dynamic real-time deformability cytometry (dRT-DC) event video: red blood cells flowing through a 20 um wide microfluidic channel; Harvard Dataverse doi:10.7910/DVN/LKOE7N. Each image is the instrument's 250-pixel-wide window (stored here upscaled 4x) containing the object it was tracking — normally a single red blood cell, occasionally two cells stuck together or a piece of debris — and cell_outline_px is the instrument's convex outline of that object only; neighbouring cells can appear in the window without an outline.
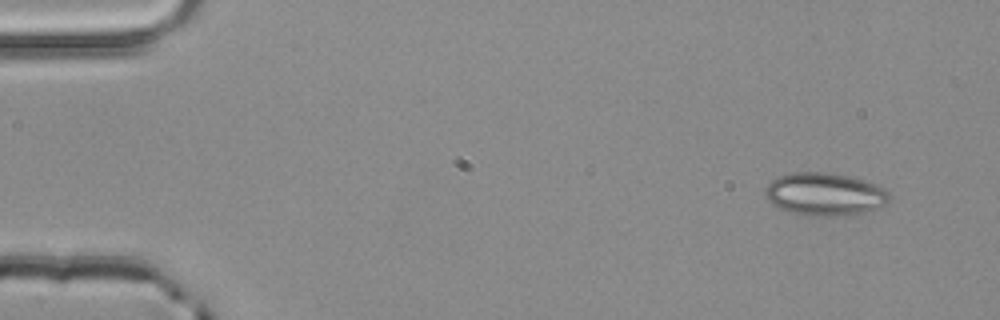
{"species": "common noctule bat (a hibernating species)", "species_latin": "Nyctalus noctula", "temperature_condition": "room temperature", "stored_images_in_passage": 4, "camera_frame_rate_fps": 3000, "um_per_image_px": 0.085, "animal": {"sex": "male", "body_mass_g": 20.4}, "frame": {"image": 1, "passage_image": 1, "time_ms": 0.0, "image_size_px": [1000, 320], "cell_outline_px": [[892, 200], [876, 208], [864, 212], [848, 216], [804, 216], [780, 208], [772, 204], [768, 200], [764, 192], [764, 188], [776, 176], [792, 172], [828, 172], [848, 176], [864, 180], [876, 184], [884, 188], [892, 196]], "centroid_in_image_um": [70.11, 16.51], "position_along_channel_um": 14.9, "area_um2": 31.39}}